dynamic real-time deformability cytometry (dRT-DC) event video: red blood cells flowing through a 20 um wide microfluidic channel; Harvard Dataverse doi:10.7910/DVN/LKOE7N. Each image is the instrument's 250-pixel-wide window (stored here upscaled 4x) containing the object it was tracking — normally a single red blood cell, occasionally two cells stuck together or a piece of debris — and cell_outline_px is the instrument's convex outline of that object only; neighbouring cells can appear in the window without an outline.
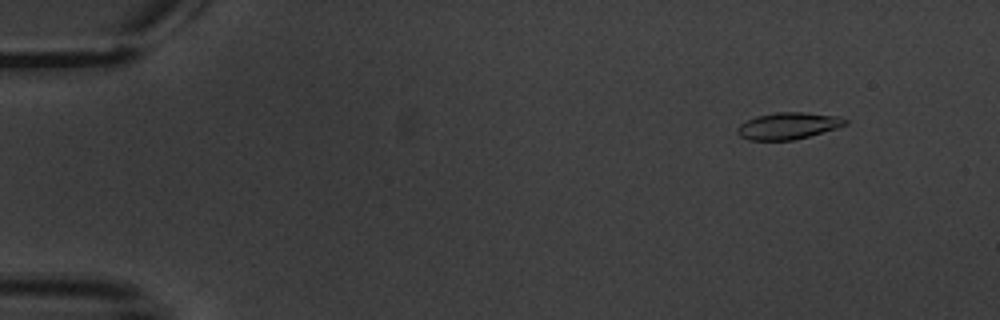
{"species": "common noctule bat (a hibernating species)", "species_latin": "Nyctalus noctula", "temperature_condition": "warm", "stored_images_in_passage": 7, "camera_frame_rate_fps": 3000, "um_per_image_px": 0.085, "animal": {"sex": "male", "body_mass_g": 20.1, "forearm_length_mm": 53.5}, "frame": {"image": 1, "passage_image": 2, "time_ms": 1.333, "image_size_px": [1000, 320], "cell_outline_px": [[848, 124], [836, 128], [808, 136], [792, 140], [748, 140], [740, 136], [736, 132], [736, 128], [740, 124], [756, 116], [776, 112], [804, 112], [840, 116], [848, 120]], "centroid_in_image_um": [66.99, 10.69], "position_along_channel_um": 18.0, "area_um2": 16.82}}
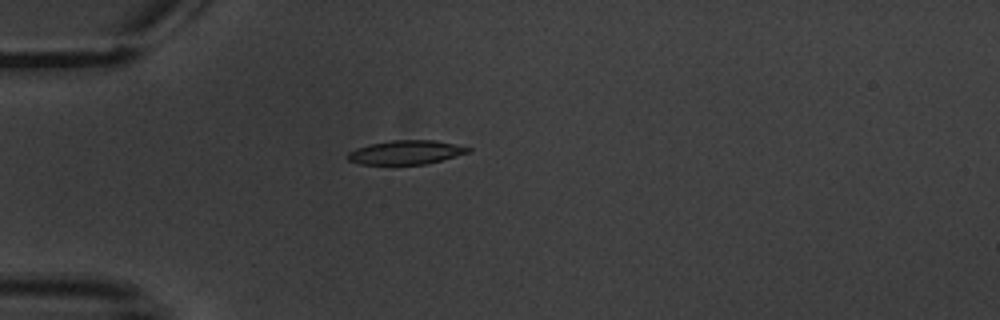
{"frame": {"image": 2, "passage_image": 5, "time_ms": 5.0, "image_size_px": [1000, 320], "cell_outline_px": [[472, 152], [424, 164], [360, 164], [348, 160], [348, 152], [356, 148], [372, 144], [392, 140], [436, 140], [456, 144], [472, 148]], "centroid_in_image_um": [34.55, 12.94], "position_along_channel_um": 50.5, "area_um2": 16.7}}